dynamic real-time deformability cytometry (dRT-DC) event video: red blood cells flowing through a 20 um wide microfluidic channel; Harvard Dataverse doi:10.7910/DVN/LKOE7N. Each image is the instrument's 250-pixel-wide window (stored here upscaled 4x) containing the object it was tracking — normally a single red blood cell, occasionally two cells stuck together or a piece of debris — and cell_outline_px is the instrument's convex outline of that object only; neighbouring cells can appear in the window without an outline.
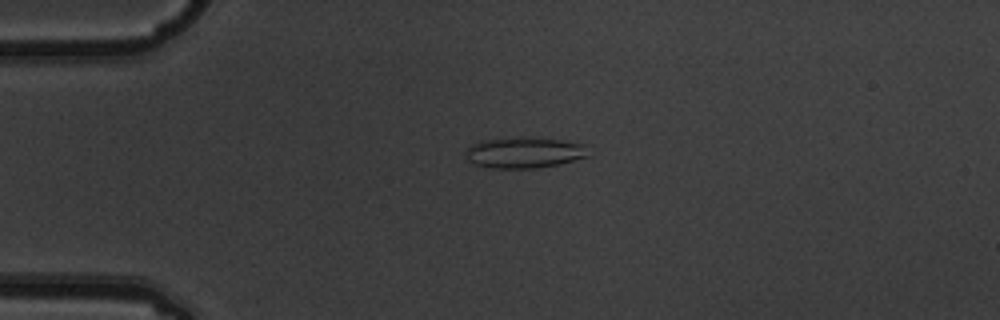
{"species": "common noctule bat (a hibernating species)", "species_latin": "Nyctalus noctula", "temperature_condition": "warm", "stored_images_in_passage": 5, "camera_frame_rate_fps": 3000, "um_per_image_px": 0.085, "animal": {"sex": "male", "body_mass_g": 19.5, "forearm_length_mm": 54.6}, "frame": {"image": 1, "passage_image": 3, "time_ms": 0.667, "image_size_px": [1000, 320], "cell_outline_px": [[588, 156], [560, 164], [536, 168], [488, 168], [476, 164], [468, 160], [464, 152], [472, 144], [480, 140], [560, 140], [588, 144]], "centroid_in_image_um": [44.59, 13.02], "position_along_channel_um": 40.4, "area_um2": 21.27}}